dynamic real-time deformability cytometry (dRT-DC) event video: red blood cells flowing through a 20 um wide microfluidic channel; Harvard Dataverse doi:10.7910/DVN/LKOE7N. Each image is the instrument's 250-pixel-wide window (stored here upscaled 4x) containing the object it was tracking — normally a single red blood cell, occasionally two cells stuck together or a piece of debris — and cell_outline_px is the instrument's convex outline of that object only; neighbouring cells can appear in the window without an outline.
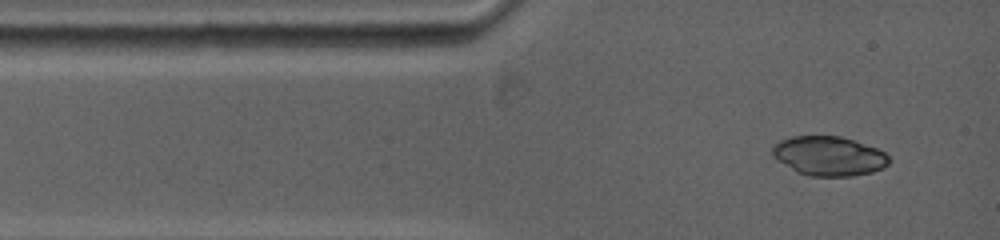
{"species": "common noctule bat (a hibernating species)", "species_latin": "Nyctalus noctula", "temperature_condition": "warm", "stored_images_in_passage": 35, "camera_frame_rate_fps": 5000, "um_per_image_px": 0.085, "animal": {"sex": "female", "body_mass_g": 19.0, "forearm_length_mm": 53.3}, "frame": {"image": 1, "passage_image": 1, "time_ms": 0.0, "image_size_px": [1000, 240], "cell_outline_px": [[888, 164], [884, 168], [872, 172], [852, 176], [812, 176], [796, 172], [772, 156], [772, 148], [780, 140], [792, 136], [840, 136], [876, 148], [884, 152], [888, 156]], "centroid_in_image_um": [70.44, 13.26], "position_along_channel_um": 14.6, "area_um2": 26.59}}
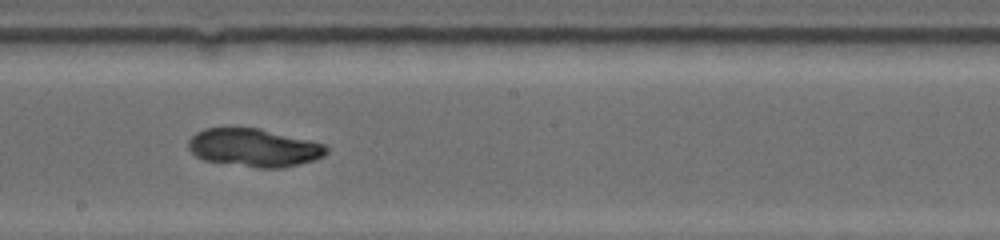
{"frame": {"image": 2, "passage_image": 20, "time_ms": 6.2, "image_size_px": [1000, 240], "cell_outline_px": [[328, 152], [324, 156], [312, 160], [284, 168], [256, 168], [204, 160], [196, 156], [188, 148], [188, 140], [196, 132], [204, 128], [228, 124], [260, 128], [324, 144], [328, 148]], "centroid_in_image_um": [21.52, 12.51], "position_along_channel_um": 226.7, "area_um2": 31.39}}
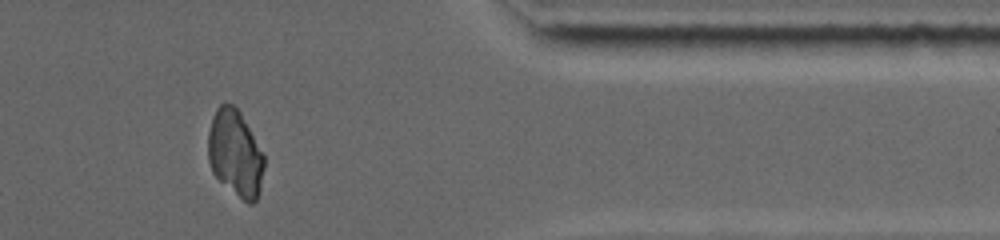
{"frame": {"image": 3, "passage_image": 33, "time_ms": 11.0, "image_size_px": [1000, 240], "cell_outline_px": [[264, 168], [260, 188], [256, 200], [252, 204], [248, 204], [220, 180], [212, 172], [208, 160], [208, 132], [212, 116], [216, 108], [224, 100], [232, 104], [240, 112], [264, 156]], "centroid_in_image_um": [19.97, 13.0], "position_along_channel_um": 391.4, "area_um2": 28.09}}